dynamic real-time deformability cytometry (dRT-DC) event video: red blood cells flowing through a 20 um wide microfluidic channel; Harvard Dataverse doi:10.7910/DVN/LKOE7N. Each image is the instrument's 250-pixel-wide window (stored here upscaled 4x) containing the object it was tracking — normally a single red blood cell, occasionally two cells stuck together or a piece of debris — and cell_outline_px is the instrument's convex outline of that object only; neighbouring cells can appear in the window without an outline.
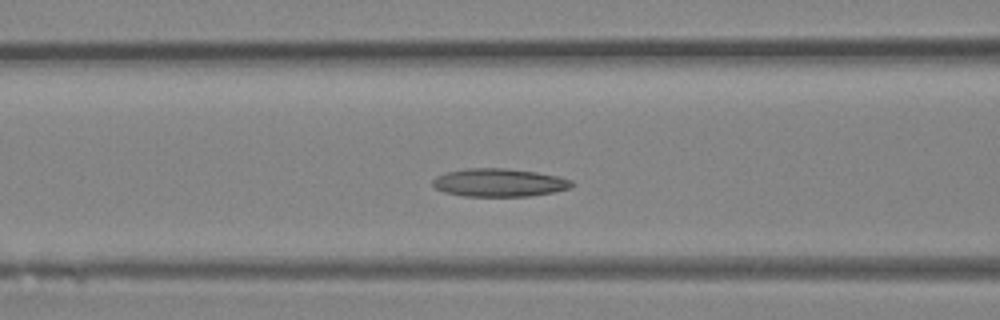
{"species": "Egyptian fruit bat (a non-hibernating species)", "species_latin": "Rousettus aegyptiacus", "temperature_condition": "room temperature", "stored_images_in_passage": 14, "camera_frame_rate_fps": 3000, "um_per_image_px": 0.085, "animal": {"sex": "female"}, "frame": {"image": 1, "passage_image": 13, "time_ms": 4.0, "image_size_px": [1000, 320], "cell_outline_px": [[576, 184], [568, 188], [552, 192], [532, 196], [464, 196], [444, 192], [436, 188], [432, 184], [432, 180], [436, 176], [444, 172], [468, 168], [504, 168], [536, 172], [560, 176], [572, 180]], "centroid_in_image_um": [42.43, 15.51], "position_along_channel_um": 124.2, "area_um2": 22.89}}